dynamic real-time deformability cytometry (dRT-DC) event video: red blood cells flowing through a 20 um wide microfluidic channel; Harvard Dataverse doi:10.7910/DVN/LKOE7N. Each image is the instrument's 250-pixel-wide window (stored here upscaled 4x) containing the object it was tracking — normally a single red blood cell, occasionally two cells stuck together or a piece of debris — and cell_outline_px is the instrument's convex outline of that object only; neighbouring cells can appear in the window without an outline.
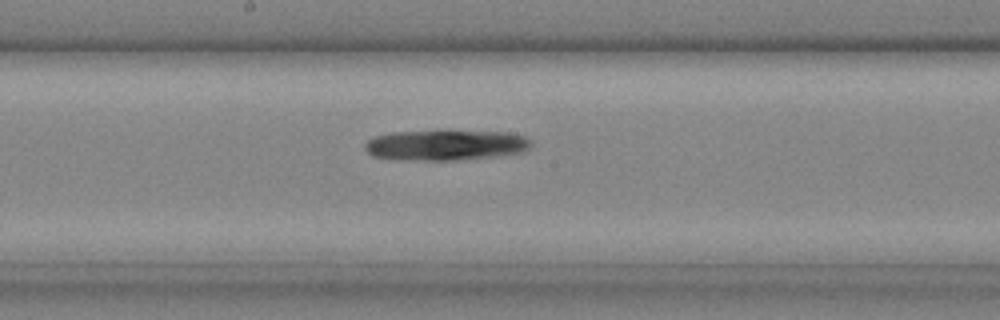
{"species": "common noctule bat (a hibernating species)", "species_latin": "Nyctalus noctula", "temperature_condition": "cold", "stored_images_in_passage": 10, "camera_frame_rate_fps": 3000, "um_per_image_px": 0.085, "animal": {"sex": "male", "body_mass_g": 20.4}, "frame": {"image": 1, "passage_image": 9, "time_ms": 2.667, "image_size_px": [1000, 320], "cell_outline_px": [[532, 144], [524, 152], [496, 156], [460, 160], [396, 160], [372, 156], [364, 148], [364, 144], [372, 136], [392, 132], [504, 132], [524, 136], [532, 140]], "centroid_in_image_um": [37.84, 12.36], "position_along_channel_um": 210.4, "area_um2": 29.36}}